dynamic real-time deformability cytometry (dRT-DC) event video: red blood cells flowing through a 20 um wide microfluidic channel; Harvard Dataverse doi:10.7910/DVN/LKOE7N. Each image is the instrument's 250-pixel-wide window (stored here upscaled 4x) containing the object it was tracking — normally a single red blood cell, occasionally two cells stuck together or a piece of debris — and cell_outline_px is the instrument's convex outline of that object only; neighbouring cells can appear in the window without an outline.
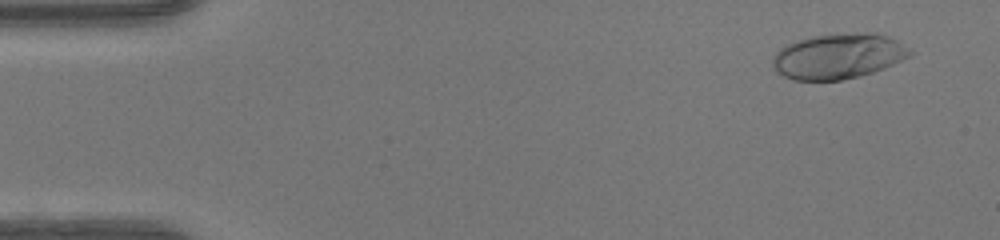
{"species": "human", "species_latin": "Homo sapiens", "temperature_condition": "warm", "stored_images_in_passage": 49, "camera_frame_rate_fps": 3000, "um_per_image_px": 0.085, "donor": {"sex": "female"}, "frame": {"image": 1, "passage_image": 3, "time_ms": 0.667, "image_size_px": [1000, 240], "cell_outline_px": [[912, 56], [884, 68], [872, 72], [840, 80], [792, 80], [776, 72], [772, 64], [772, 60], [776, 52], [780, 48], [788, 44], [812, 36], [864, 32], [876, 32], [888, 36], [896, 40], [912, 52]], "centroid_in_image_um": [71.25, 4.78], "position_along_channel_um": 13.8, "area_um2": 36.01}}
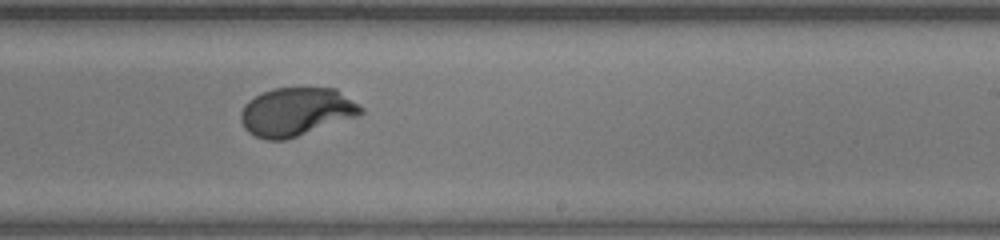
{"frame": {"image": 2, "passage_image": 30, "time_ms": 9.667, "image_size_px": [1000, 240], "cell_outline_px": [[364, 112], [356, 116], [284, 140], [264, 140], [248, 132], [244, 128], [240, 120], [240, 112], [244, 104], [248, 100], [272, 88], [336, 88], [364, 108]], "centroid_in_image_um": [25.14, 9.49], "position_along_channel_um": 263.9, "area_um2": 33.58}}
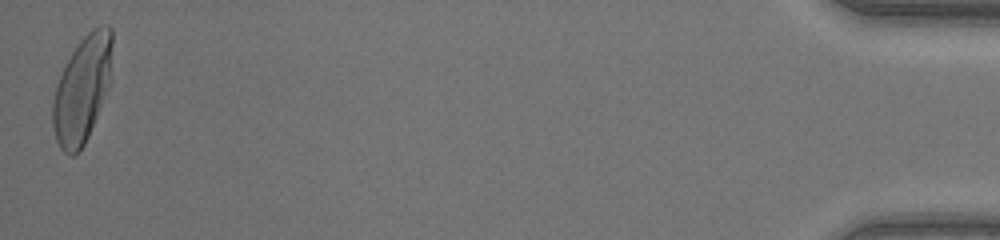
{"frame": {"image": 3, "passage_image": 49, "time_ms": 16.0, "image_size_px": [1000, 240], "cell_outline_px": [[112, 44], [108, 88], [88, 136], [84, 144], [76, 156], [68, 156], [60, 148], [56, 140], [52, 124], [52, 100], [60, 76], [72, 52], [80, 40], [92, 28], [100, 24], [108, 24], [112, 28]], "centroid_in_image_um": [6.97, 7.59], "position_along_channel_um": 428.2, "area_um2": 36.7}, "authors_computed_cell_mechanics": {"area_um2": 34.2176, "velocity_mm_per_s": 4.1644, "shape_relaxation_time_tau1_ms": 3.6007, "shape_relaxation_time_tau2_ms": null, "deformation_change_tau1": 0.2108, "deformation_change_tau2": null}}